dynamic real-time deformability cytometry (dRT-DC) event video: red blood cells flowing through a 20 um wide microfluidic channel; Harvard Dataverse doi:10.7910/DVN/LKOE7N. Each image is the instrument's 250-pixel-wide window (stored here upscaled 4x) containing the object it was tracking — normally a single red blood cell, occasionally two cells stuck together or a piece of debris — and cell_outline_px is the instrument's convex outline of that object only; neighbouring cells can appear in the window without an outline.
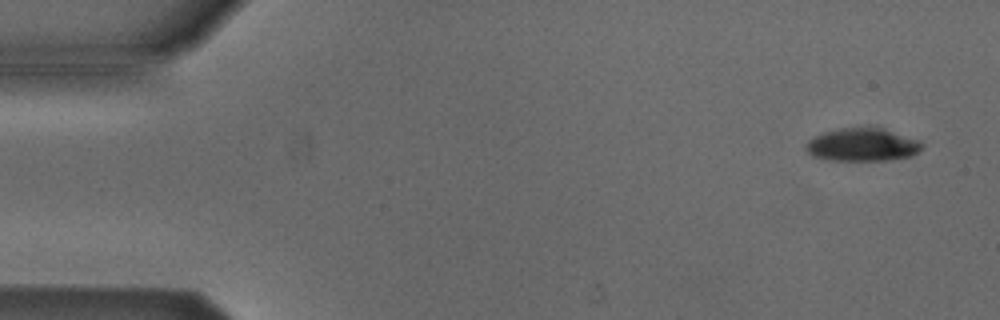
{"species": "Egyptian fruit bat (a non-hibernating species)", "species_latin": "Rousettus aegyptiacus", "temperature_condition": "cold", "stored_images_in_passage": 6, "camera_frame_rate_fps": 3000, "um_per_image_px": 0.085, "animal": {"sex": "male"}, "frame": {"image": 1, "passage_image": 1, "time_ms": 0.0, "image_size_px": [1000, 320], "cell_outline_px": [[924, 144], [912, 156], [888, 160], [832, 160], [812, 156], [808, 152], [808, 140], [824, 132], [840, 128], [884, 128], [920, 140]], "centroid_in_image_um": [73.35, 12.3], "position_along_channel_um": 11.7, "area_um2": 22.02}}
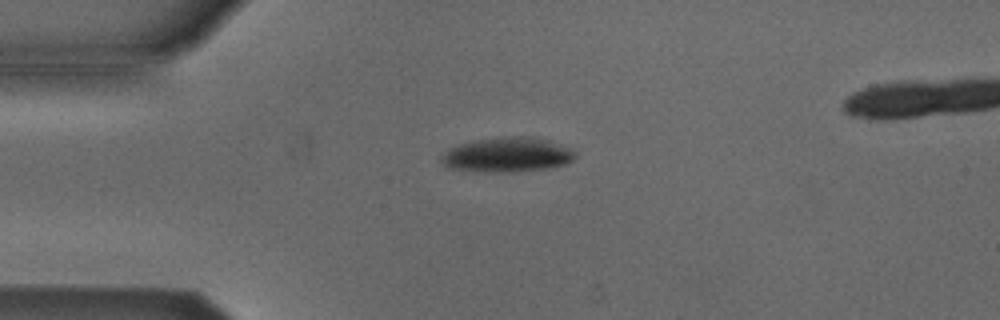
{"frame": {"image": 2, "passage_image": 4, "time_ms": 3.333, "image_size_px": [1000, 320], "cell_outline_px": [[576, 156], [568, 164], [548, 168], [512, 172], [480, 172], [444, 168], [440, 160], [440, 156], [448, 148], [472, 140], [500, 136], [536, 136], [572, 148], [576, 152]], "centroid_in_image_um": [43.09, 13.15], "position_along_channel_um": 41.9, "area_um2": 27.86}}